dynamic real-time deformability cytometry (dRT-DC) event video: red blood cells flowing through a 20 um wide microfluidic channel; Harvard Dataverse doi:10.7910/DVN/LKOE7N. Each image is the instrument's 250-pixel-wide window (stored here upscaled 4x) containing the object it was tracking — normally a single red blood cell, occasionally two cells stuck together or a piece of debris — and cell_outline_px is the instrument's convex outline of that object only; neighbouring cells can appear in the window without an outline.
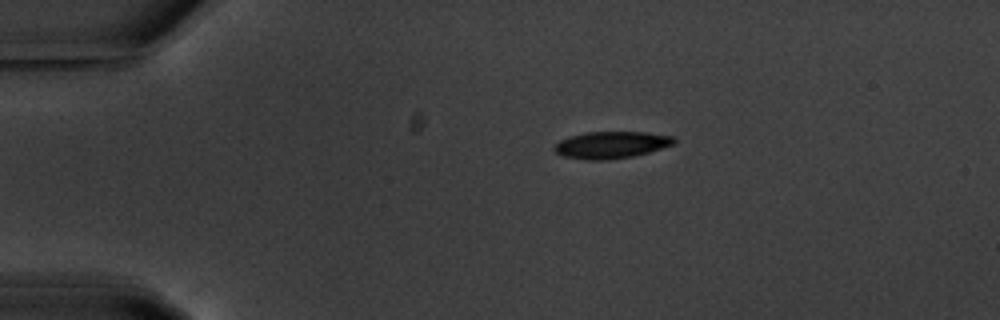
{"species": "common noctule bat (a hibernating species)", "species_latin": "Nyctalus noctula", "temperature_condition": "warm", "stored_images_in_passage": 6, "camera_frame_rate_fps": 3000, "um_per_image_px": 0.085, "animal": {"sex": "male", "body_mass_g": 20.1, "forearm_length_mm": 53.5}, "frame": {"image": 1, "passage_image": 1, "time_ms": 0.0, "image_size_px": [1000, 320], "cell_outline_px": [[676, 140], [672, 144], [648, 152], [632, 156], [608, 160], [588, 160], [564, 156], [556, 152], [552, 148], [560, 140], [568, 136], [584, 132], [644, 132], [672, 136]], "centroid_in_image_um": [51.9, 12.31], "position_along_channel_um": 33.1, "area_um2": 18.61}}
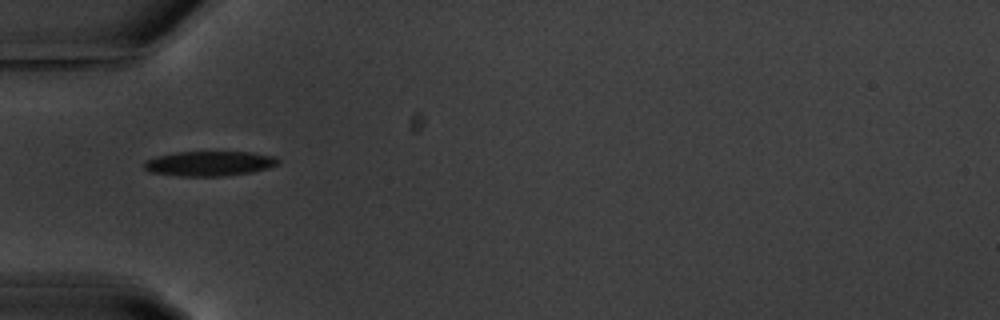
{"frame": {"image": 2, "passage_image": 3, "time_ms": 2.333, "image_size_px": [1000, 320], "cell_outline_px": [[280, 160], [276, 164], [268, 168], [252, 172], [224, 176], [180, 176], [148, 172], [144, 168], [144, 160], [156, 156], [176, 152], [252, 152], [272, 156]], "centroid_in_image_um": [17.75, 13.9], "position_along_channel_um": 67.3, "area_um2": 19.42}}
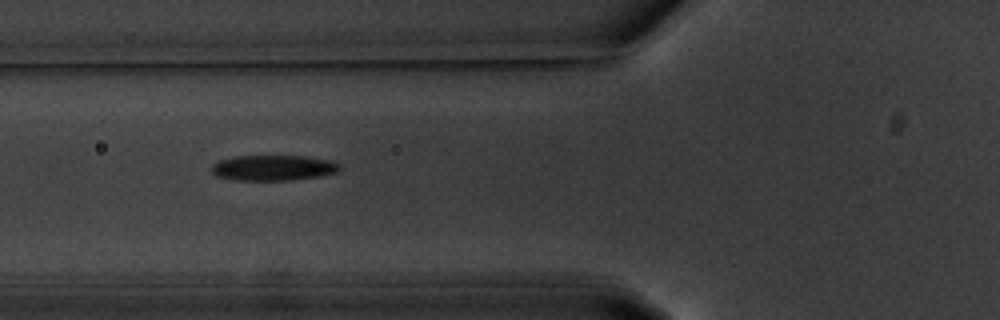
{"frame": {"image": 3, "passage_image": 4, "time_ms": 3.333, "image_size_px": [1000, 320], "cell_outline_px": [[340, 168], [336, 172], [320, 176], [288, 180], [236, 180], [216, 176], [212, 172], [212, 164], [220, 160], [236, 156], [304, 156], [332, 160], [340, 164]], "centroid_in_image_um": [23.23, 14.26], "position_along_channel_um": 102.6, "area_um2": 18.96}}